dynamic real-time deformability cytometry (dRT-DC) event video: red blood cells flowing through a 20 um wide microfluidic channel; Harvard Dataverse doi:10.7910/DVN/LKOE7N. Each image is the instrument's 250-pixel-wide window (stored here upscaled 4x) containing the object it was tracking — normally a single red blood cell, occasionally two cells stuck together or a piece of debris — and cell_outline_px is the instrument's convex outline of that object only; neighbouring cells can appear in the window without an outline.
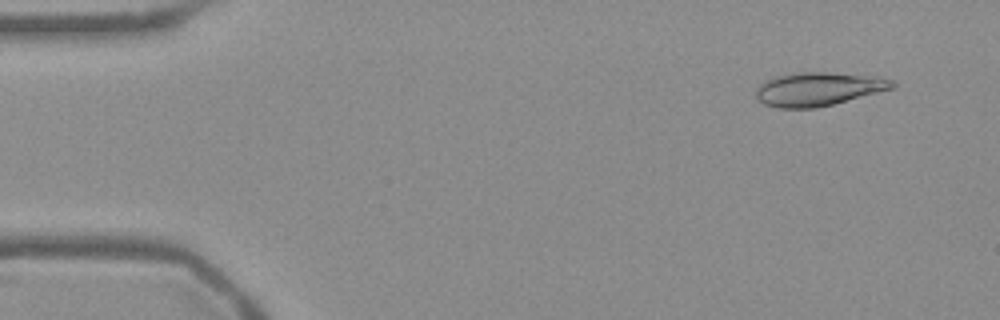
{"species": "Egyptian fruit bat (a non-hibernating species)", "species_latin": "Rousettus aegyptiacus", "temperature_condition": "warm", "stored_images_in_passage": 53, "camera_frame_rate_fps": 3000, "um_per_image_px": 0.085, "frame": {"image": 1, "passage_image": 4, "time_ms": 1.0, "image_size_px": [1000, 320], "cell_outline_px": [[896, 84], [892, 88], [832, 104], [816, 108], [776, 108], [764, 104], [756, 100], [756, 88], [764, 80], [776, 76], [792, 72], [828, 72], [876, 76], [892, 80]], "centroid_in_image_um": [69.48, 7.56], "position_along_channel_um": 15.5, "area_um2": 26.7}}
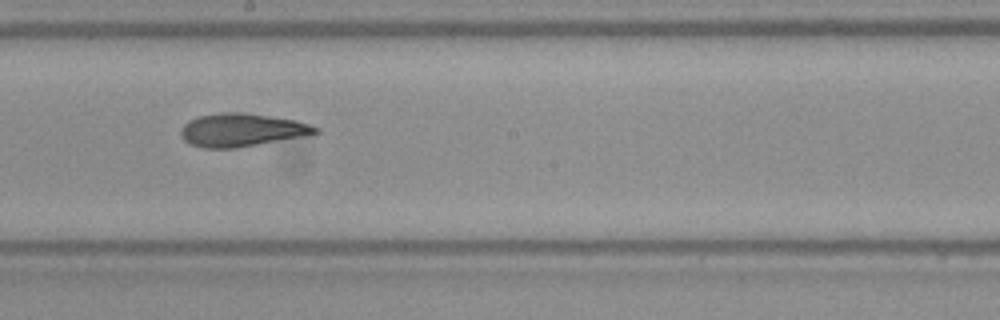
{"frame": {"image": 2, "passage_image": 29, "time_ms": 9.333, "image_size_px": [1000, 320], "cell_outline_px": [[320, 132], [316, 136], [236, 148], [204, 148], [188, 144], [184, 140], [180, 132], [180, 128], [188, 120], [200, 116], [220, 112], [244, 112], [296, 120], [320, 128]], "centroid_in_image_um": [20.63, 11.07], "position_along_channel_um": 227.6, "area_um2": 26.7}}
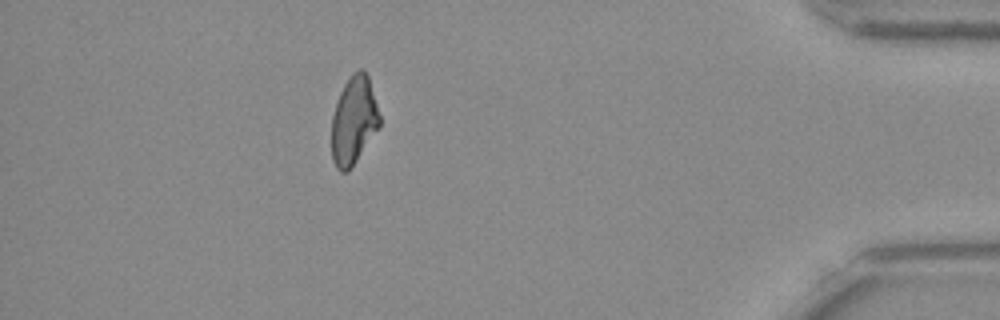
{"frame": {"image": 3, "passage_image": 47, "time_ms": 15.333, "image_size_px": [1000, 320], "cell_outline_px": [[380, 128], [348, 172], [340, 172], [336, 168], [332, 160], [332, 116], [340, 92], [344, 84], [352, 72], [360, 68], [368, 76], [380, 116]], "centroid_in_image_um": [30.07, 10.27], "position_along_channel_um": 405.1, "area_um2": 24.68}, "authors_computed_cell_mechanics": {"area_um2": 25.9522, "velocity_mm_per_s": 3.7936, "shape_relaxation_time_tau1_ms": 7.9441, "shape_relaxation_time_tau2_ms": 3.1266, "deformation_change_tau1": 0.2048, "deformation_change_tau2": 0.0957}}